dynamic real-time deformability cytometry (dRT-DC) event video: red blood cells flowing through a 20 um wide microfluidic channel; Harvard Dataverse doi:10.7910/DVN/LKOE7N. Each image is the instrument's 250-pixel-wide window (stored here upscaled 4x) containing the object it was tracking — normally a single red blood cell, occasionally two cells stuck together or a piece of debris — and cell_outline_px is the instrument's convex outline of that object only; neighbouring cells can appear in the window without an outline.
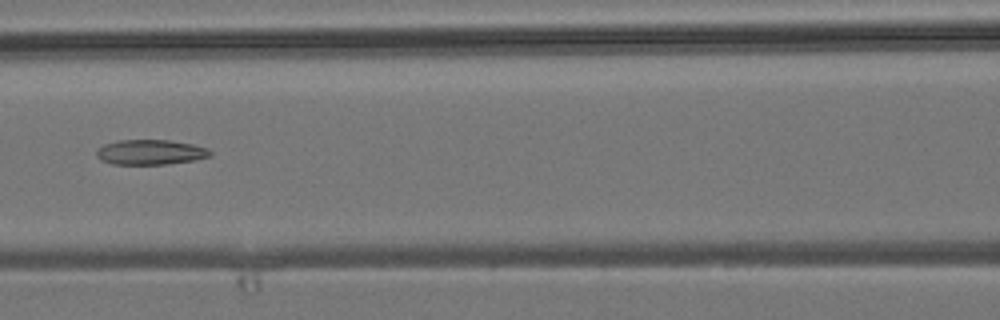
{"species": "common noctule bat (a hibernating species)", "species_latin": "Nyctalus noctula", "temperature_condition": "room temperature", "stored_images_in_passage": 5, "camera_frame_rate_fps": 3000, "um_per_image_px": 0.085, "animal": {"sex": "male", "body_mass_g": 19.2, "forearm_length_mm": 51.8}, "frame": {"image": 1, "passage_image": 5, "time_ms": 5.333, "image_size_px": [1000, 320], "cell_outline_px": [[212, 156], [196, 160], [168, 164], [112, 164], [100, 160], [96, 156], [96, 152], [104, 144], [116, 140], [168, 140], [192, 144], [208, 148], [212, 152]], "centroid_in_image_um": [12.81, 12.94], "position_along_channel_um": 153.8, "area_um2": 16.7}}